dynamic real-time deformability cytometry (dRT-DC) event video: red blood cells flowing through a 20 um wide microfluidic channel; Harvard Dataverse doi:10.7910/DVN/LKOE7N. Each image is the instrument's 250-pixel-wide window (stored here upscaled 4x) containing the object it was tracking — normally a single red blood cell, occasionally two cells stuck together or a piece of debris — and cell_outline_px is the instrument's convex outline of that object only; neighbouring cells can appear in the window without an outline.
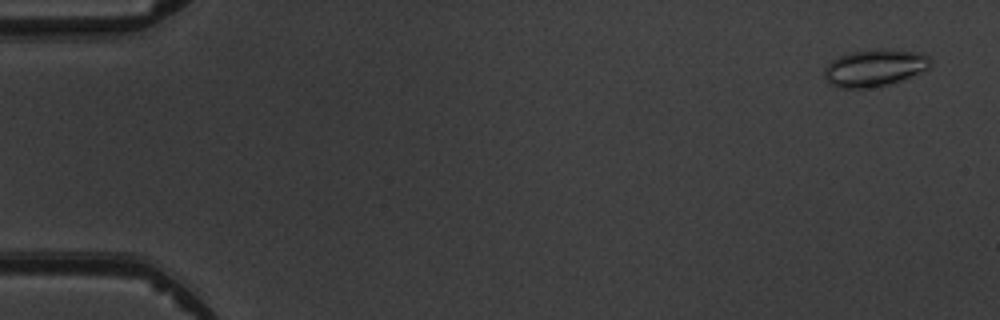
{"species": "common noctule bat (a hibernating species)", "species_latin": "Nyctalus noctula", "temperature_condition": "warm", "stored_images_in_passage": 5, "camera_frame_rate_fps": 3000, "um_per_image_px": 0.085, "animal": {"sex": "male", "body_mass_g": 19.5, "forearm_length_mm": 54.6}, "frame": {"image": 1, "passage_image": 1, "time_ms": 0.0, "image_size_px": [1000, 320], "cell_outline_px": [[932, 64], [928, 68], [912, 76], [892, 84], [880, 88], [840, 88], [828, 84], [824, 80], [824, 68], [832, 60], [848, 52], [880, 48], [884, 48], [920, 52], [928, 56], [932, 60]], "centroid_in_image_um": [74.34, 5.78], "position_along_channel_um": 10.7, "area_um2": 23.58}}
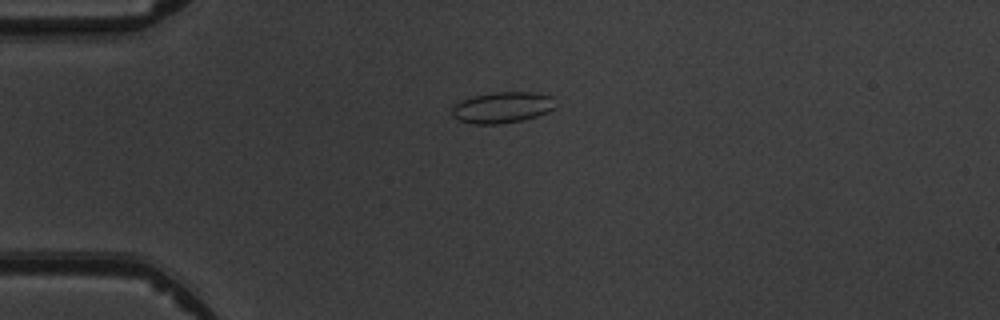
{"frame": {"image": 2, "passage_image": 4, "time_ms": 3.667, "image_size_px": [1000, 320], "cell_outline_px": [[556, 108], [548, 112], [536, 116], [520, 120], [500, 124], [472, 124], [460, 120], [452, 116], [452, 104], [460, 100], [472, 96], [492, 92], [536, 92], [552, 96]], "centroid_in_image_um": [42.67, 9.12], "position_along_channel_um": 42.3, "area_um2": 18.96}}